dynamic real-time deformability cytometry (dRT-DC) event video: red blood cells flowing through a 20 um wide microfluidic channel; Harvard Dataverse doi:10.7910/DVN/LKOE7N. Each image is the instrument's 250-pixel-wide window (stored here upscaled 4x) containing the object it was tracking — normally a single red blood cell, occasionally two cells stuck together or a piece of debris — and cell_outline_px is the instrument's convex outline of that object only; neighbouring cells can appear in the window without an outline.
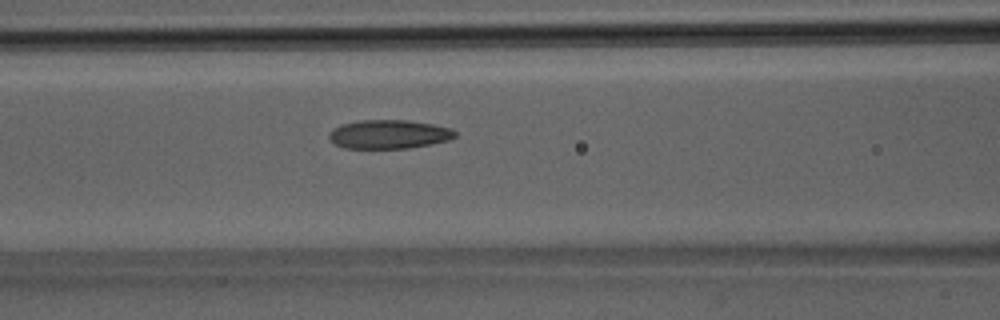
{"species": "Egyptian fruit bat (a non-hibernating species)", "species_latin": "Rousettus aegyptiacus", "temperature_condition": "room temperature", "stored_images_in_passage": 32, "camera_frame_rate_fps": 3000, "um_per_image_px": 0.085, "animal": {"sex": "male"}, "frame": {"image": 1, "passage_image": 10, "time_ms": 3.0, "image_size_px": [1000, 320], "cell_outline_px": [[456, 136], [448, 140], [432, 144], [408, 148], [344, 148], [336, 144], [328, 136], [328, 132], [332, 128], [340, 124], [360, 120], [408, 120], [432, 124], [452, 128], [456, 132]], "centroid_in_image_um": [33.05, 11.4], "position_along_channel_um": 133.6, "area_um2": 21.27}}
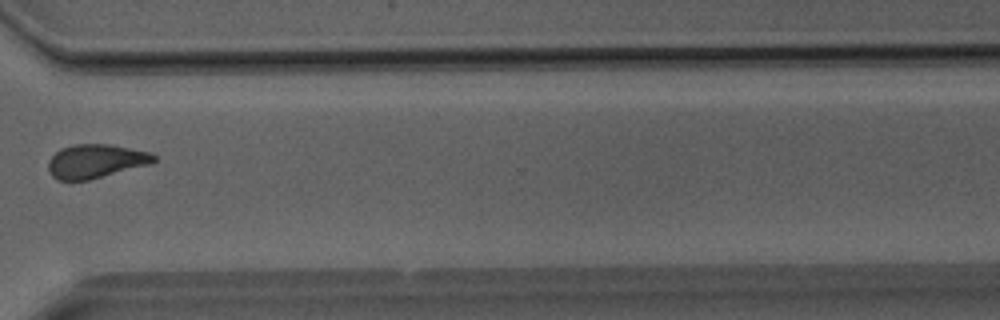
{"frame": {"image": 2, "passage_image": 23, "time_ms": 7.333, "image_size_px": [1000, 320], "cell_outline_px": [[156, 160], [148, 164], [88, 180], [56, 180], [52, 176], [48, 168], [48, 160], [60, 148], [72, 144], [108, 144], [152, 152], [156, 156]], "centroid_in_image_um": [8.1, 13.69], "position_along_channel_um": 362.5, "area_um2": 20.69}}
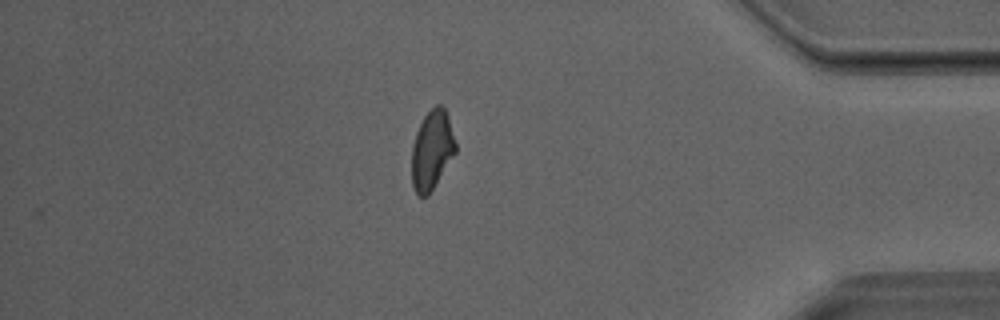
{"frame": {"image": 3, "passage_image": 27, "time_ms": 8.667, "image_size_px": [1000, 320], "cell_outline_px": [[456, 152], [428, 196], [420, 196], [416, 192], [412, 184], [412, 144], [416, 132], [424, 116], [436, 104], [440, 104], [444, 108], [448, 116], [456, 144]], "centroid_in_image_um": [36.71, 12.75], "position_along_channel_um": 398.5, "area_um2": 20.06}}